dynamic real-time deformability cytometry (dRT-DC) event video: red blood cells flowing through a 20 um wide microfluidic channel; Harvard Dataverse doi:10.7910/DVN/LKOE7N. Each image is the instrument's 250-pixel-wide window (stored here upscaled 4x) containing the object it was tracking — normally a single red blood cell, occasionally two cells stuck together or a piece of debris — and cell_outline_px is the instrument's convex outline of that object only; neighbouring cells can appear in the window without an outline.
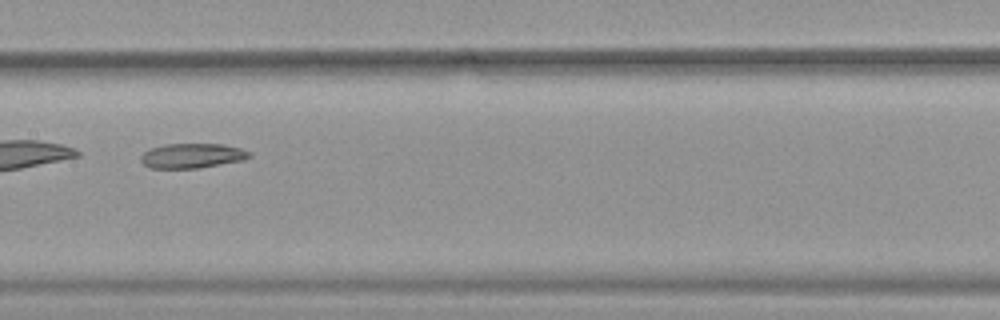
{"species": "common noctule bat (a hibernating species)", "species_latin": "Nyctalus noctula", "temperature_condition": "warm", "stored_images_in_passage": 34, "camera_frame_rate_fps": 3000, "um_per_image_px": 0.085, "animal": {"sex": "female", "body_mass_g": 19.9}, "frame": {"image": 1, "passage_image": 10, "time_ms": 3.0, "image_size_px": [1000, 320], "cell_outline_px": [[252, 156], [244, 160], [200, 168], [152, 168], [144, 164], [140, 160], [140, 156], [144, 152], [152, 148], [164, 144], [220, 144], [240, 148], [252, 152]], "centroid_in_image_um": [16.36, 13.24], "position_along_channel_um": 191.0, "area_um2": 15.66}}
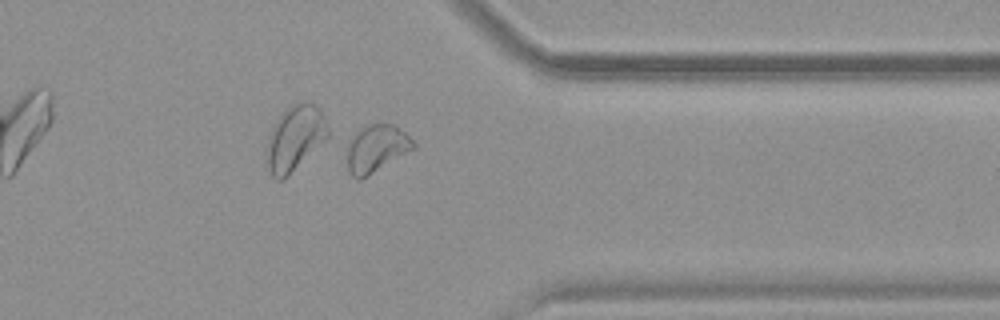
{"frame": {"image": 2, "passage_image": 25, "time_ms": 8.0, "image_size_px": [1000, 320], "cell_outline_px": [[416, 148], [368, 176], [360, 180], [356, 180], [348, 172], [348, 140], [360, 128], [368, 124], [392, 124], [404, 132], [416, 144]], "centroid_in_image_um": [31.98, 12.64], "position_along_channel_um": 379.4, "area_um2": 18.38}}